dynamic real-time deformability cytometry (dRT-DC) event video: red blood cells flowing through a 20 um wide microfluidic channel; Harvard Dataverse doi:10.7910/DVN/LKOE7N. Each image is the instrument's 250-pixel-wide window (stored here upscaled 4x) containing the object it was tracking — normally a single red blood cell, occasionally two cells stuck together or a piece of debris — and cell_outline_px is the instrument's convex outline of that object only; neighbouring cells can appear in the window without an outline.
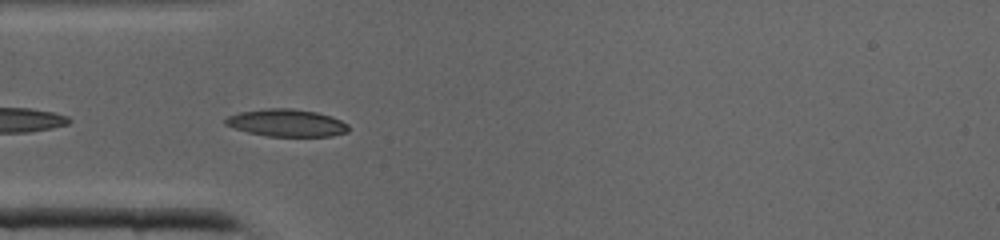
{"species": "common noctule bat (a hibernating species)", "species_latin": "Nyctalus noctula", "temperature_condition": "cold", "stored_images_in_passage": 14, "camera_frame_rate_fps": 3000, "um_per_image_px": 0.085, "animal": {"sex": "male", "body_mass_g": 19.0, "forearm_length_mm": 50.8}, "frame": {"image": 1, "passage_image": 11, "time_ms": 3.333, "image_size_px": [1000, 240], "cell_outline_px": [[348, 132], [332, 136], [268, 136], [248, 132], [224, 124], [224, 120], [228, 116], [240, 112], [264, 108], [292, 108], [316, 112], [332, 116], [348, 124]], "centroid_in_image_um": [24.38, 10.44], "position_along_channel_um": 60.6, "area_um2": 19.59}}